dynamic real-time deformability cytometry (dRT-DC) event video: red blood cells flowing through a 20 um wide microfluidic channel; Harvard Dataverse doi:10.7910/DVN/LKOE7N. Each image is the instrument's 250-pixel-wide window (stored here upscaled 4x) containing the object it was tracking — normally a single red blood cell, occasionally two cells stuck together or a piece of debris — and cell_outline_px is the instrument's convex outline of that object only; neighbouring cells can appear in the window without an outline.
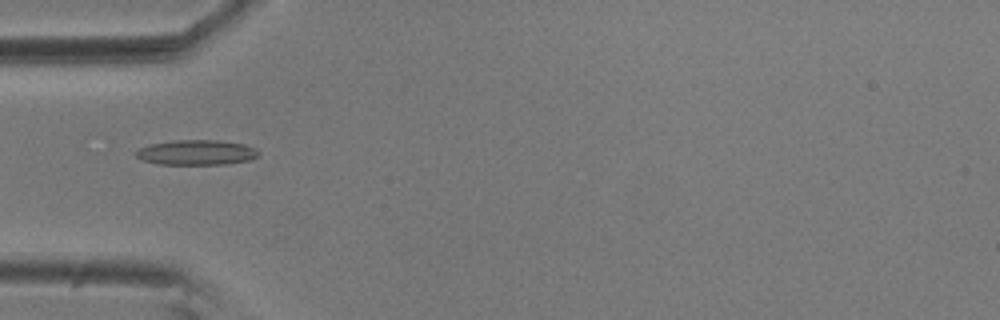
{"species": "common noctule bat (a hibernating species)", "species_latin": "Nyctalus noctula", "temperature_condition": "room temperature", "stored_images_in_passage": 34, "camera_frame_rate_fps": 3000, "um_per_image_px": 0.085, "animal": {"sex": "male", "body_mass_g": 20.5, "forearm_length_mm": 52.5}, "frame": {"image": 1, "passage_image": 4, "time_ms": 1.0, "image_size_px": [1000, 320], "cell_outline_px": [[260, 152], [256, 156], [248, 160], [224, 164], [156, 164], [144, 160], [136, 156], [136, 152], [140, 148], [148, 144], [172, 140], [216, 140], [244, 144]], "centroid_in_image_um": [16.65, 12.95], "position_along_channel_um": 68.3, "area_um2": 17.69}}
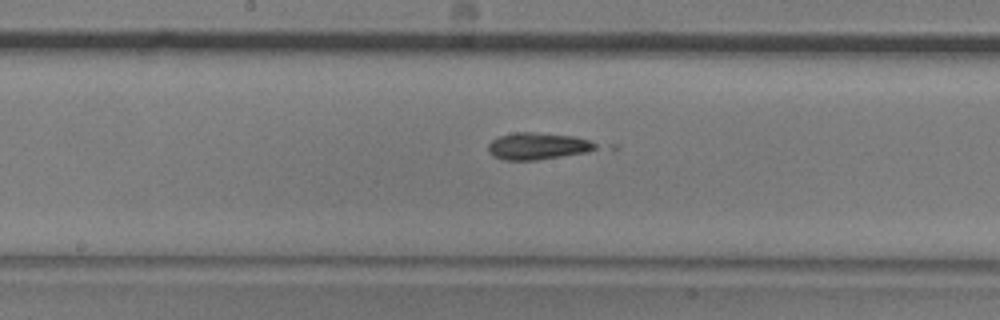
{"frame": {"image": 2, "passage_image": 15, "time_ms": 4.667, "image_size_px": [1000, 320], "cell_outline_px": [[596, 148], [588, 152], [536, 160], [504, 160], [492, 156], [488, 152], [488, 144], [496, 136], [516, 132], [532, 132], [576, 136], [588, 140], [596, 144]], "centroid_in_image_um": [45.65, 12.41], "position_along_channel_um": 202.5, "area_um2": 16.94}}
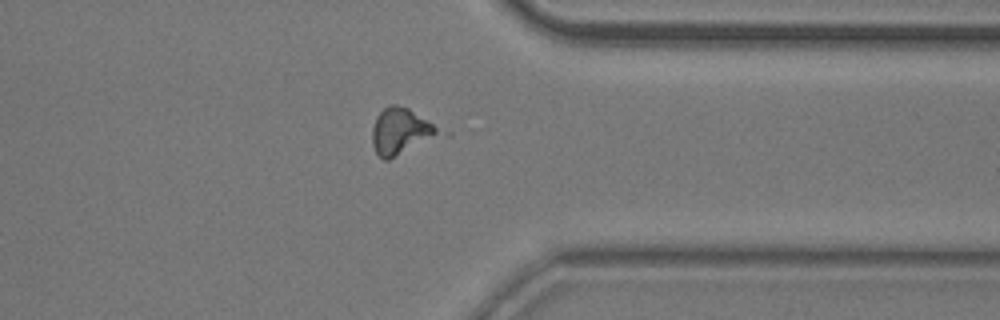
{"frame": {"image": 3, "passage_image": 30, "time_ms": 9.667, "image_size_px": [1000, 320], "cell_outline_px": [[452, 136], [388, 160], [384, 160], [376, 152], [372, 144], [372, 128], [376, 116], [388, 104], [396, 104], [408, 108], [452, 132]], "centroid_in_image_um": [34.32, 11.21], "position_along_channel_um": 377.1, "area_um2": 19.94}}